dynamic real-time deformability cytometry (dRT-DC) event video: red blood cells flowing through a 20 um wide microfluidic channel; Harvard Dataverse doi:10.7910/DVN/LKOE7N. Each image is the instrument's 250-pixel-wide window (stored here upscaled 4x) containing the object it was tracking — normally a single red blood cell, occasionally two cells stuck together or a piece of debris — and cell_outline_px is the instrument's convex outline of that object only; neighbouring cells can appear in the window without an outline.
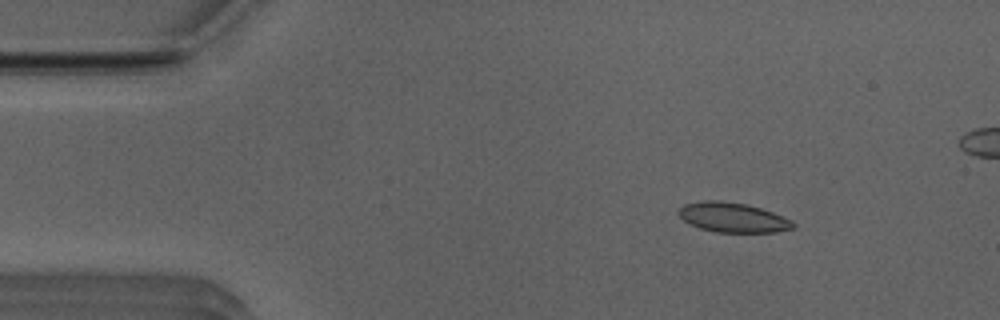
{"species": "Egyptian fruit bat (a non-hibernating species)", "species_latin": "Rousettus aegyptiacus", "temperature_condition": "room temperature", "stored_images_in_passage": 51, "camera_frame_rate_fps": 3000, "um_per_image_px": 0.085, "animal": {"sex": "male"}, "frame": {"image": 1, "passage_image": 6, "time_ms": 1.667, "image_size_px": [1000, 320], "cell_outline_px": [[796, 228], [776, 232], [716, 232], [700, 228], [688, 224], [680, 216], [680, 208], [684, 204], [704, 200], [716, 200], [744, 204], [760, 208], [772, 212], [792, 220], [796, 224]], "centroid_in_image_um": [62.32, 18.49], "position_along_channel_um": 22.7, "area_um2": 19.71}}
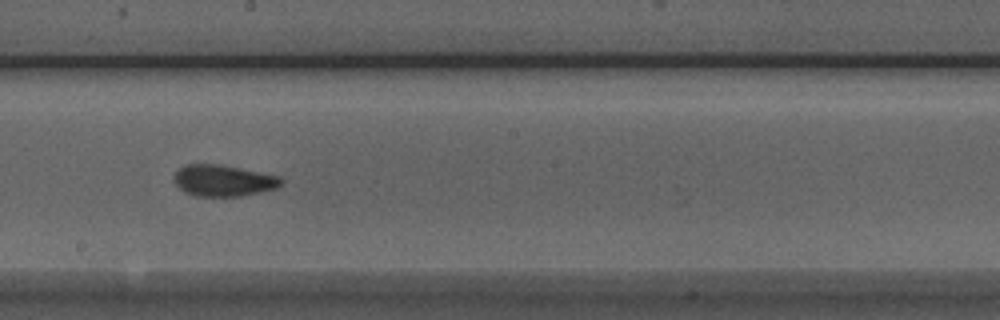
{"frame": {"image": 2, "passage_image": 27, "time_ms": 8.667, "image_size_px": [1000, 320], "cell_outline_px": [[284, 180], [276, 188], [260, 192], [240, 196], [196, 196], [184, 192], [176, 184], [176, 172], [184, 164], [220, 164], [280, 176]], "centroid_in_image_um": [19.0, 15.34], "position_along_channel_um": 229.2, "area_um2": 19.42}}
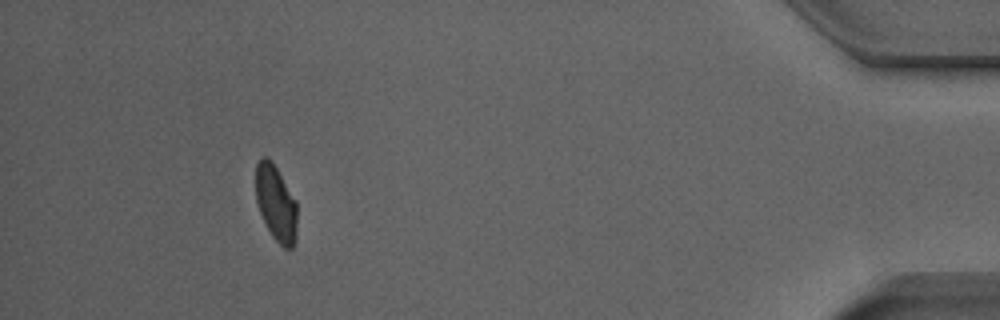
{"frame": {"image": 3, "passage_image": 46, "time_ms": 15.0, "image_size_px": [1000, 320], "cell_outline_px": [[296, 236], [292, 248], [284, 248], [272, 236], [260, 212], [256, 200], [256, 164], [260, 156], [268, 156], [272, 160], [296, 200]], "centroid_in_image_um": [23.45, 17.21], "position_along_channel_um": 411.8, "area_um2": 18.26}, "authors_computed_cell_mechanics": {"area_um2": 19.4208, "velocity_mm_per_s": 3.9522, "shape_relaxation_time_tau1_ms": 7.5379, "shape_relaxation_time_tau2_ms": 1.0752, "deformation_change_tau1": 0.1566, "deformation_change_tau2": 0.0653}}